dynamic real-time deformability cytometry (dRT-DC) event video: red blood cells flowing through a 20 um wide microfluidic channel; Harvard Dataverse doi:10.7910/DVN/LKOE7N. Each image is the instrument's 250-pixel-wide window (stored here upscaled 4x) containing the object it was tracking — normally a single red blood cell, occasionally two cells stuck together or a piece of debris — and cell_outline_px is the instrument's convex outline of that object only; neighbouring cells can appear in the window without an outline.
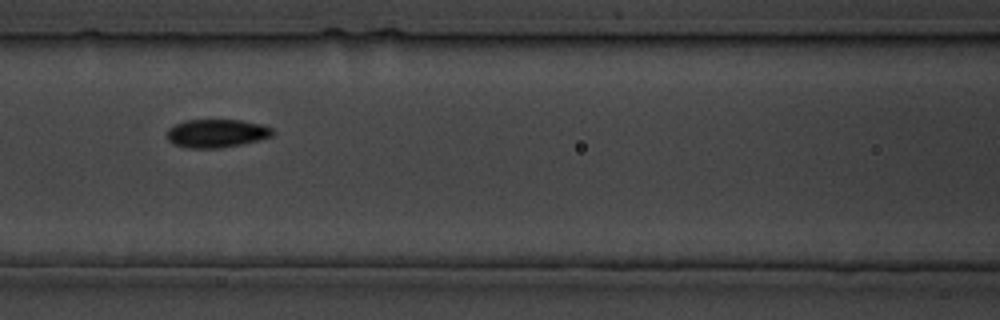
{"species": "common noctule bat (a hibernating species)", "species_latin": "Nyctalus noctula", "temperature_condition": "cold", "stored_images_in_passage": 29, "camera_frame_rate_fps": 3000, "um_per_image_px": 0.085, "animal": {"sex": "male", "body_mass_g": 19.5, "forearm_length_mm": 54.6}, "frame": {"image": 1, "passage_image": 9, "time_ms": 10.0, "image_size_px": [1000, 320], "cell_outline_px": [[272, 136], [240, 144], [220, 148], [188, 148], [176, 144], [168, 140], [168, 128], [184, 120], [240, 120], [260, 124], [272, 128]], "centroid_in_image_um": [18.38, 11.33], "position_along_channel_um": 148.2, "area_um2": 17.11}}
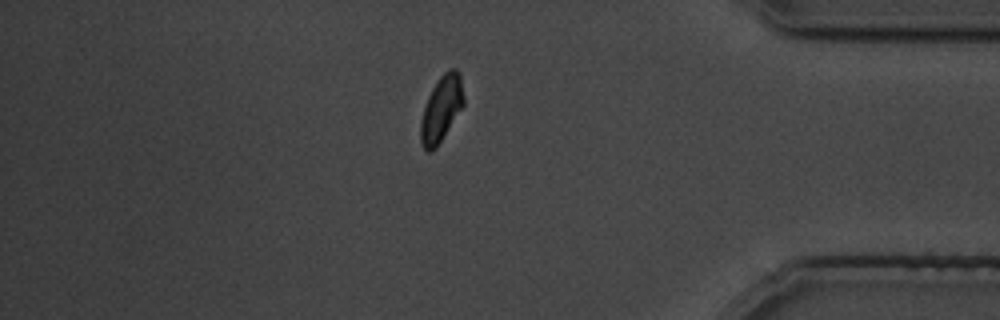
{"frame": {"image": 2, "passage_image": 25, "time_ms": 29.0, "image_size_px": [1000, 320], "cell_outline_px": [[464, 104], [436, 148], [432, 152], [428, 152], [420, 144], [420, 120], [428, 96], [432, 88], [440, 76], [448, 68], [456, 68], [460, 72], [464, 96]], "centroid_in_image_um": [37.51, 9.23], "position_along_channel_um": 397.7, "area_um2": 16.59}}